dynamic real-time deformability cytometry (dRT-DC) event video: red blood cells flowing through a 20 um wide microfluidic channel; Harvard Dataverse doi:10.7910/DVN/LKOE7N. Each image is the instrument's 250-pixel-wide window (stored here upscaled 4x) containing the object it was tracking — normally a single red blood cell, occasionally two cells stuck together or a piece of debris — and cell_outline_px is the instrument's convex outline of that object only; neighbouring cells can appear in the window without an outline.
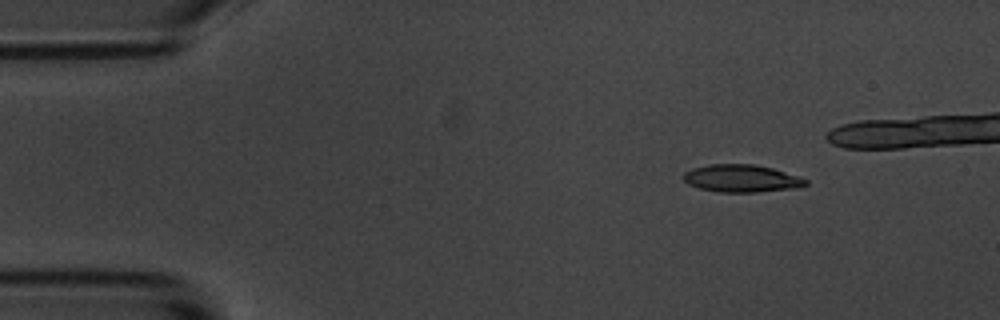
{"species": "common noctule bat (a hibernating species)", "species_latin": "Nyctalus noctula", "temperature_condition": "room temperature", "stored_images_in_passage": 11, "camera_frame_rate_fps": 3000, "um_per_image_px": 0.085, "animal": {"sex": "male", "body_mass_g": 20.1, "forearm_length_mm": 53.5}, "frame": {"image": 1, "passage_image": 1, "time_ms": 0.0, "image_size_px": [1000, 320], "cell_outline_px": [[808, 184], [800, 188], [756, 192], [720, 192], [700, 188], [688, 184], [684, 180], [684, 172], [692, 168], [708, 164], [756, 164], [772, 168], [808, 180]], "centroid_in_image_um": [63.04, 15.16], "position_along_channel_um": 22.0, "area_um2": 19.59}}
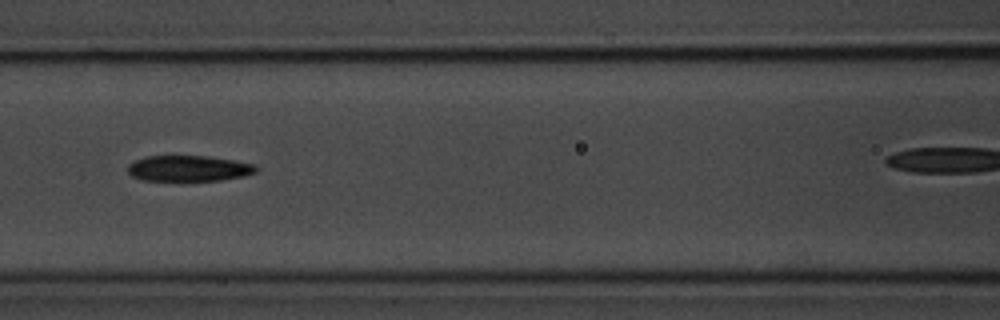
{"frame": {"image": 2, "passage_image": 5, "time_ms": 5.667, "image_size_px": [1000, 320], "cell_outline_px": [[260, 168], [256, 172], [244, 176], [220, 180], [144, 180], [132, 176], [128, 172], [128, 164], [144, 156], [204, 156], [232, 160], [256, 164]], "centroid_in_image_um": [16.06, 14.31], "position_along_channel_um": 150.5, "area_um2": 19.19}}